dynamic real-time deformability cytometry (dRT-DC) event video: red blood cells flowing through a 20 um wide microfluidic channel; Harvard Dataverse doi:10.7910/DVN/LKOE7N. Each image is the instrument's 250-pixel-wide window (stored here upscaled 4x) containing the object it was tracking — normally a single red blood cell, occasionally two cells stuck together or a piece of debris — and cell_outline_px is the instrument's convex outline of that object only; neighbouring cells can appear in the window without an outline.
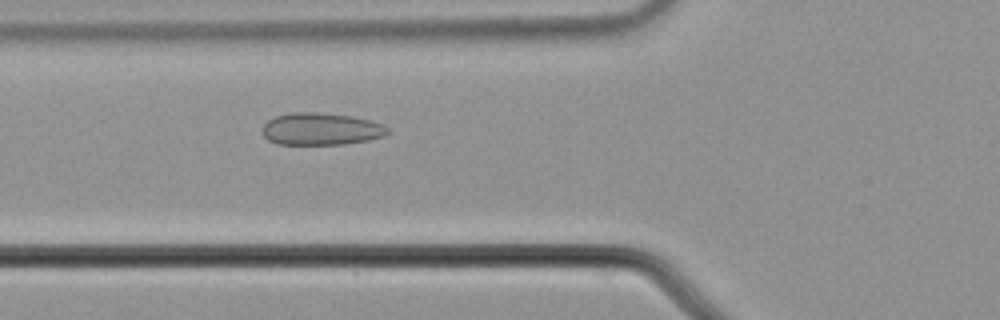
{"species": "common noctule bat (a hibernating species)", "species_latin": "Nyctalus noctula", "temperature_condition": "cold", "stored_images_in_passage": 47, "camera_frame_rate_fps": 3000, "um_per_image_px": 0.085, "animal": {"sex": "male", "body_mass_g": 21.5, "forearm_length_mm": 52.0}, "frame": {"image": 1, "passage_image": 12, "time_ms": 3.667, "image_size_px": [1000, 320], "cell_outline_px": [[392, 132], [384, 136], [368, 140], [344, 144], [276, 144], [268, 140], [264, 136], [260, 128], [268, 120], [276, 116], [292, 112], [316, 112], [352, 116], [372, 120], [384, 124]], "centroid_in_image_um": [27.3, 10.96], "position_along_channel_um": 98.5, "area_um2": 23.81}}
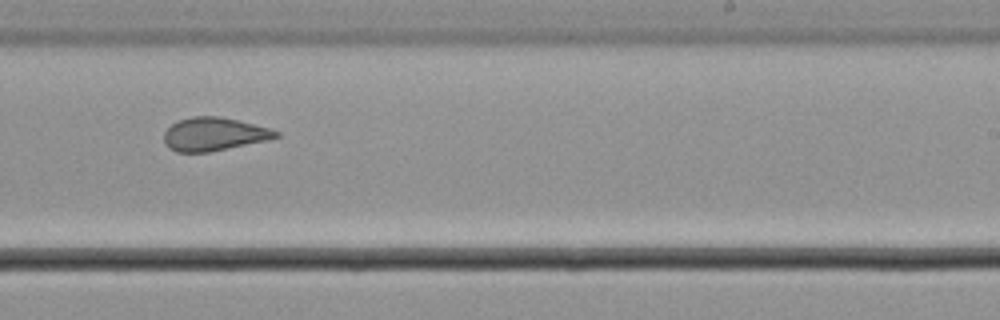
{"frame": {"image": 2, "passage_image": 26, "time_ms": 8.333, "image_size_px": [1000, 320], "cell_outline_px": [[280, 136], [268, 140], [208, 152], [176, 152], [168, 148], [164, 144], [164, 132], [172, 124], [180, 120], [192, 116], [220, 116], [272, 128], [280, 132]], "centroid_in_image_um": [18.2, 11.4], "position_along_channel_um": 270.8, "area_um2": 21.79}}
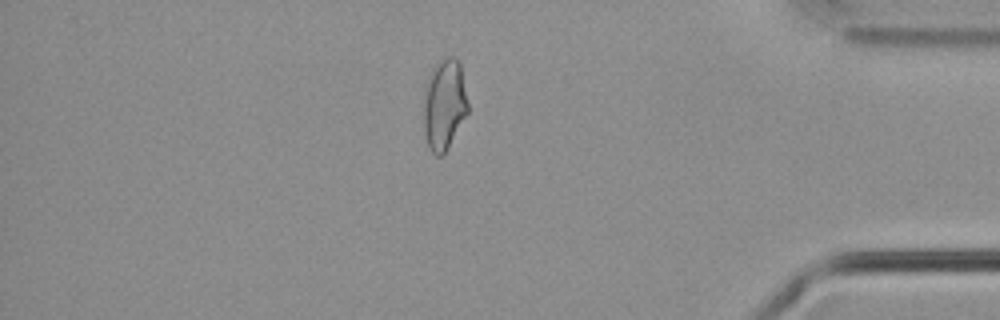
{"frame": {"image": 3, "passage_image": 39, "time_ms": 12.667, "image_size_px": [1000, 320], "cell_outline_px": [[468, 112], [444, 152], [440, 156], [436, 156], [432, 152], [428, 144], [424, 132], [424, 84], [432, 68], [444, 56], [456, 56], [460, 60], [468, 104]], "centroid_in_image_um": [37.75, 8.79], "position_along_channel_um": 397.4, "area_um2": 23.52}, "authors_computed_cell_mechanics": {"area_um2": 23.0622, "velocity_mm_per_s": 3.6865, "shape_relaxation_time_tau1_ms": null, "shape_relaxation_time_tau2_ms": 1.3724, "deformation_change_tau1": null, "deformation_change_tau2": 0.0862}}